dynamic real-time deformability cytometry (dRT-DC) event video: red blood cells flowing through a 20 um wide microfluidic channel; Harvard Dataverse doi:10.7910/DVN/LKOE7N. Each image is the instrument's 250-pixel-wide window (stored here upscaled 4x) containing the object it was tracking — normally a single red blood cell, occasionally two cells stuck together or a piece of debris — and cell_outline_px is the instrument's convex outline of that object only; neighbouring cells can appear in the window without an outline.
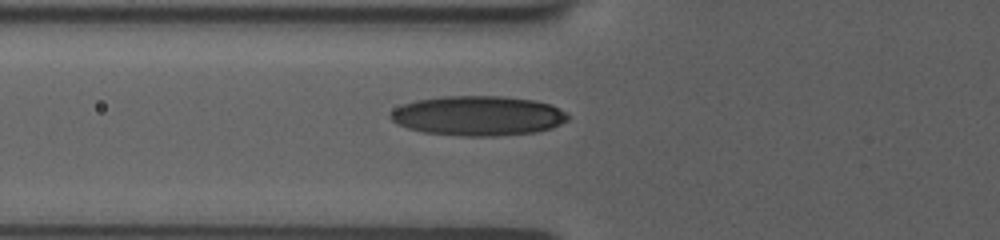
{"species": "human", "species_latin": "Homo sapiens", "temperature_condition": "room temperature", "stored_images_in_passage": 38, "camera_frame_rate_fps": 3000, "um_per_image_px": 0.085, "donor": {"sex": "female"}, "frame": {"image": 1, "passage_image": 3, "time_ms": 0.667, "image_size_px": [1000, 240], "cell_outline_px": [[568, 120], [552, 128], [536, 132], [496, 136], [464, 136], [424, 132], [408, 128], [396, 124], [388, 116], [396, 108], [404, 104], [416, 100], [440, 96], [500, 96], [536, 100], [552, 104], [568, 112]], "centroid_in_image_um": [40.67, 9.83], "position_along_channel_um": 85.1, "area_um2": 41.33}}
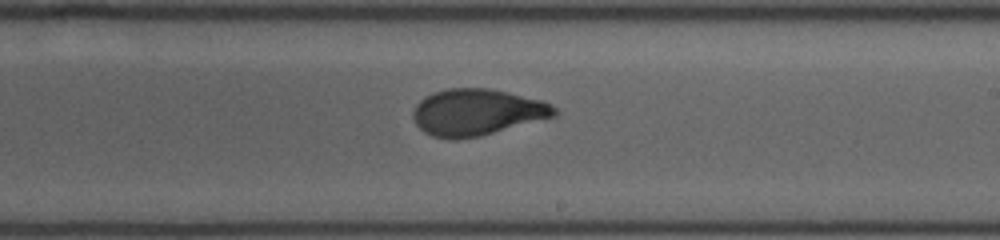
{"frame": {"image": 2, "passage_image": 16, "time_ms": 5.0, "image_size_px": [1000, 240], "cell_outline_px": [[560, 112], [556, 116], [480, 136], [456, 140], [432, 136], [424, 132], [416, 124], [412, 116], [412, 112], [416, 104], [424, 96], [432, 92], [448, 88], [488, 88], [508, 92], [540, 100], [552, 104]], "centroid_in_image_um": [40.52, 9.54], "position_along_channel_um": 248.5, "area_um2": 38.49}}
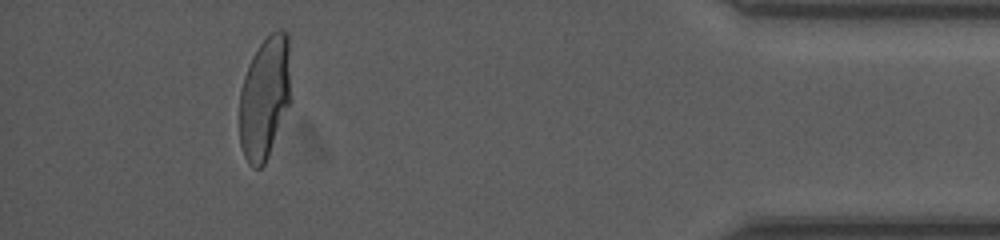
{"frame": {"image": 3, "passage_image": 33, "time_ms": 10.667, "image_size_px": [1000, 240], "cell_outline_px": [[292, 100], [268, 156], [264, 164], [260, 168], [252, 168], [248, 164], [244, 156], [240, 144], [240, 92], [244, 76], [248, 64], [252, 56], [260, 44], [276, 28], [284, 28], [288, 32]], "centroid_in_image_um": [22.53, 8.27], "position_along_channel_um": 412.7, "area_um2": 37.45}}